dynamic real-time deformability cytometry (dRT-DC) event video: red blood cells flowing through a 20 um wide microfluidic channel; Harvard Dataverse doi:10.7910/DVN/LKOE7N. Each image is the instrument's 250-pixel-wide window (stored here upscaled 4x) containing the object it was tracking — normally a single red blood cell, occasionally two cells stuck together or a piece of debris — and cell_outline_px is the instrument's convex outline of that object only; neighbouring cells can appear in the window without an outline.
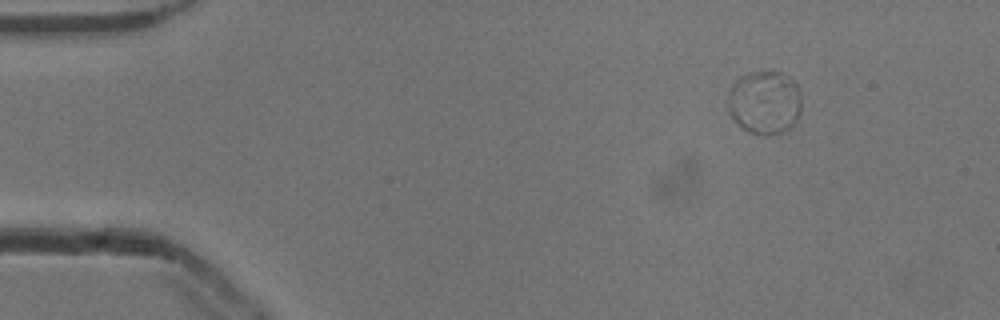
{"species": "common noctule bat (a hibernating species)", "species_latin": "Nyctalus noctula", "temperature_condition": "cold", "stored_images_in_passage": 54, "segment_of_instrument_passage": [2, 2], "camera_frame_rate_fps": 3000, "um_per_image_px": 0.085, "animal": {"sex": "male", "body_mass_g": 13.3}, "frame": {"image": 1, "passage_image": 8, "time_ms": 2.333, "image_size_px": [1000, 320], "cell_outline_px": [[800, 112], [792, 124], [788, 128], [780, 132], [768, 136], [764, 136], [748, 132], [728, 112], [724, 100], [732, 84], [740, 76], [748, 72], [768, 68], [780, 72], [788, 76], [796, 84], [800, 96]], "centroid_in_image_um": [64.93, 8.65], "position_along_channel_um": 20.1, "area_um2": 27.8}}
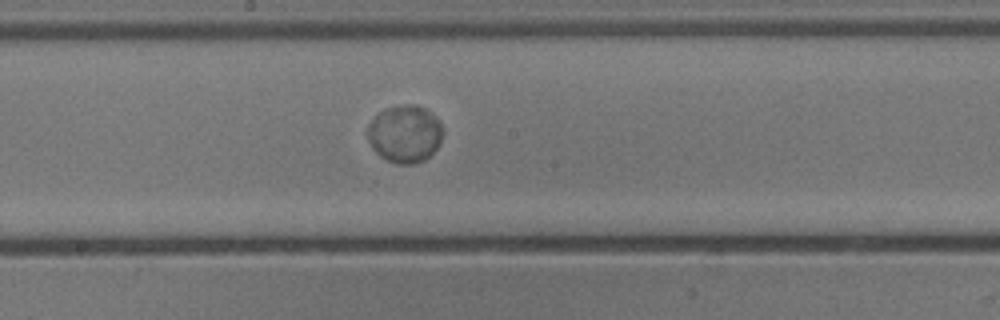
{"frame": {"image": 2, "passage_image": 30, "time_ms": 9.667, "image_size_px": [1000, 320], "cell_outline_px": [[444, 132], [440, 144], [424, 160], [412, 164], [396, 164], [380, 156], [372, 148], [368, 140], [368, 124], [384, 108], [408, 104], [416, 104], [424, 108], [444, 128]], "centroid_in_image_um": [34.41, 11.39], "position_along_channel_um": 213.8, "area_um2": 25.03}}
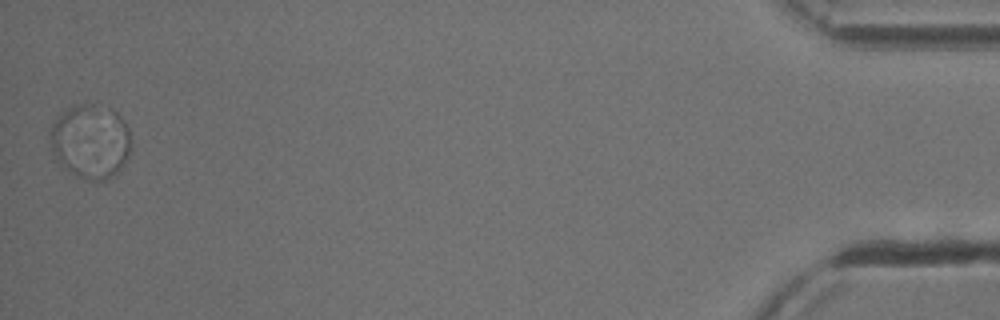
{"frame": {"image": 3, "passage_image": 54, "time_ms": 17.667, "image_size_px": [1000, 320], "cell_outline_px": [[132, 144], [124, 164], [116, 172], [104, 180], [88, 180], [76, 176], [68, 172], [52, 160], [48, 132], [56, 116], [72, 104], [92, 104], [116, 112], [124, 120], [128, 128], [132, 140]], "centroid_in_image_um": [7.62, 12.02], "position_along_channel_um": 427.6, "area_um2": 35.78}}